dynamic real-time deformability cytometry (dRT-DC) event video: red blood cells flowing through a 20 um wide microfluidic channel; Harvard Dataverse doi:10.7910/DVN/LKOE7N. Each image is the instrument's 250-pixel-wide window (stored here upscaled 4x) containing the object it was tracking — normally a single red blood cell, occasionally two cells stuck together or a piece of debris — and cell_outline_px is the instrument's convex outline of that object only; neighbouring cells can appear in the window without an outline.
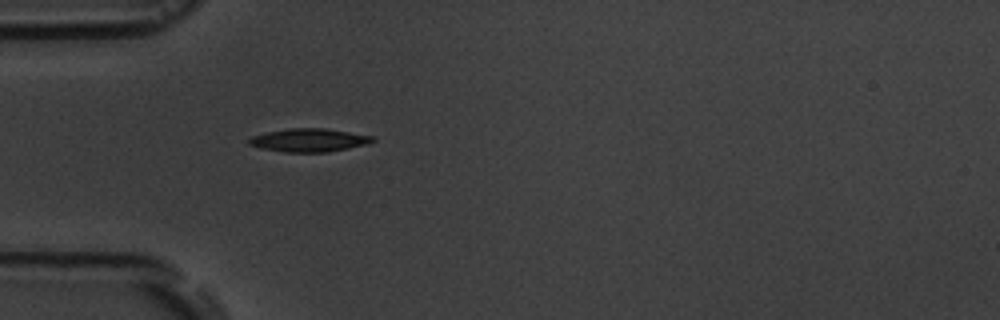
{"species": "common noctule bat (a hibernating species)", "species_latin": "Nyctalus noctula", "temperature_condition": "room temperature", "stored_images_in_passage": 1, "camera_frame_rate_fps": 3000, "um_per_image_px": 0.085, "animal": {"sex": "male", "body_mass_g": 19.5, "forearm_length_mm": 54.6}, "frame": {"image": 1, "passage_image": 1, "time_ms": 0.0, "image_size_px": [1000, 320], "cell_outline_px": [[376, 140], [368, 144], [328, 152], [284, 152], [260, 148], [248, 144], [248, 140], [252, 136], [268, 132], [288, 128], [324, 128], [376, 136]], "centroid_in_image_um": [26.3, 11.91], "position_along_channel_um": 58.7, "area_um2": 16.82}}